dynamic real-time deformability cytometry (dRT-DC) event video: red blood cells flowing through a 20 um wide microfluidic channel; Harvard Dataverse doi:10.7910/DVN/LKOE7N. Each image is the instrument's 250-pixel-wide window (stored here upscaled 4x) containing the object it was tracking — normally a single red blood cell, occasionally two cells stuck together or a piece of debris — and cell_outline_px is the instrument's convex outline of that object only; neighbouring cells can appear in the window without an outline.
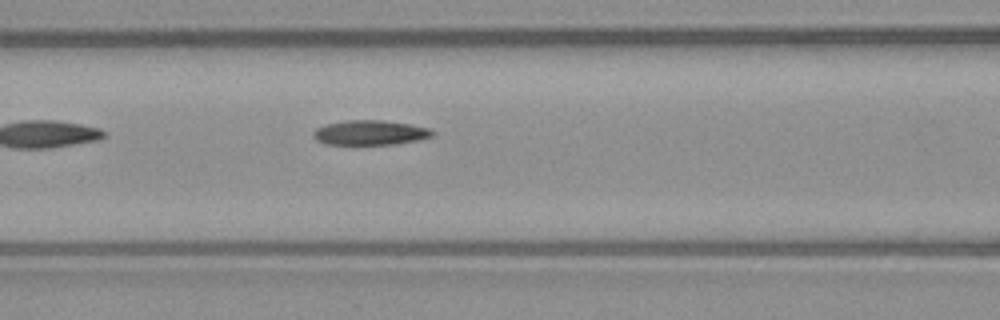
{"species": "common noctule bat (a hibernating species)", "species_latin": "Nyctalus noctula", "temperature_condition": "warm", "stored_images_in_passage": 23, "camera_frame_rate_fps": 3000, "um_per_image_px": 0.085, "animal": {"sex": "male", "body_mass_g": 23.1, "forearm_length_mm": 52.7}, "frame": {"image": 1, "passage_image": 7, "time_ms": 2.0, "image_size_px": [1000, 320], "cell_outline_px": [[436, 132], [432, 136], [420, 140], [396, 144], [324, 144], [316, 140], [312, 136], [312, 132], [316, 128], [324, 124], [348, 120], [384, 120], [412, 124], [428, 128]], "centroid_in_image_um": [31.46, 11.27], "position_along_channel_um": 135.1, "area_um2": 17.4}}
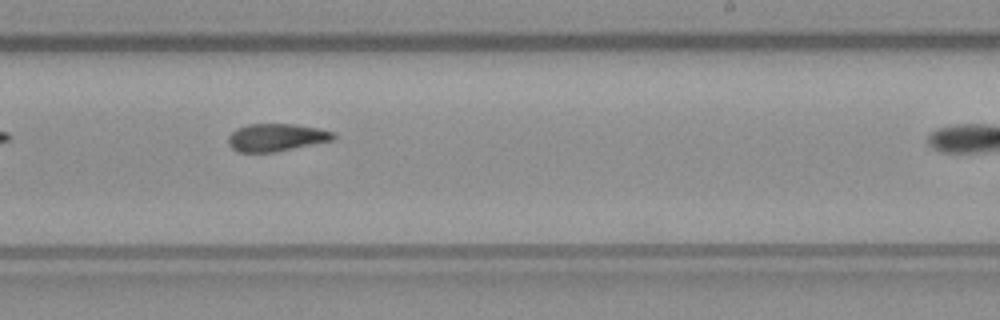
{"frame": {"image": 2, "passage_image": 17, "time_ms": 5.333, "image_size_px": [1000, 320], "cell_outline_px": [[336, 136], [332, 140], [276, 152], [236, 152], [228, 144], [228, 136], [236, 128], [248, 124], [296, 124], [320, 128], [332, 132]], "centroid_in_image_um": [23.45, 11.68], "position_along_channel_um": 265.5, "area_um2": 16.99}}
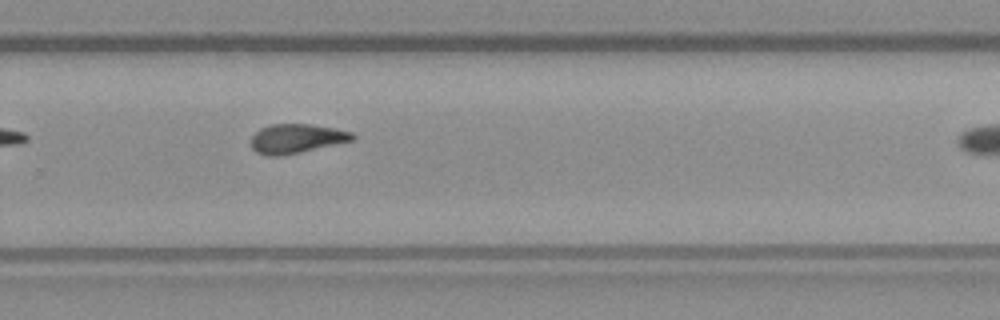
{"frame": {"image": 3, "passage_image": 20, "time_ms": 6.333, "image_size_px": [1000, 320], "cell_outline_px": [[356, 136], [352, 140], [300, 152], [280, 156], [268, 156], [256, 152], [252, 148], [252, 136], [260, 128], [272, 124], [312, 124], [336, 128], [352, 132]], "centroid_in_image_um": [25.19, 11.77], "position_along_channel_um": 304.6, "area_um2": 17.17}}